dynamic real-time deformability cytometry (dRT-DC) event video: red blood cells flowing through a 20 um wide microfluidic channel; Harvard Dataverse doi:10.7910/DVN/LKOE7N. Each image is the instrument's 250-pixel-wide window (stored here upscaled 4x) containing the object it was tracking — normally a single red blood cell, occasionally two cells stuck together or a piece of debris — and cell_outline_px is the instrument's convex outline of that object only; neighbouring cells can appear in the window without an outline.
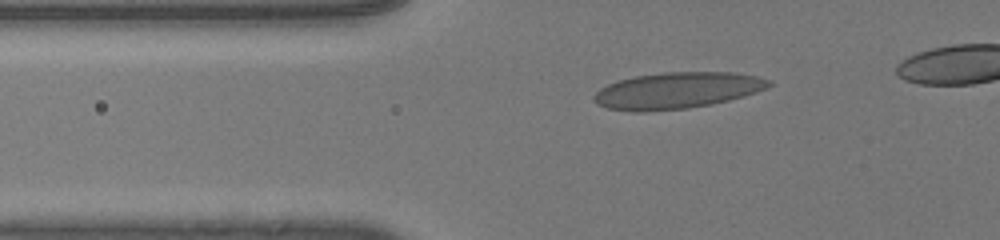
{"species": "human", "species_latin": "Homo sapiens", "temperature_condition": "room temperature", "stored_images_in_passage": 33, "camera_frame_rate_fps": 3000, "um_per_image_px": 0.085, "donor": {"sex": "male"}, "frame": {"image": 1, "passage_image": 3, "time_ms": 0.667, "image_size_px": [1000, 240], "cell_outline_px": [[772, 84], [756, 92], [728, 100], [712, 104], [688, 108], [644, 112], [636, 112], [608, 108], [596, 104], [592, 96], [600, 88], [608, 84], [620, 80], [636, 76], [664, 72], [732, 72], [756, 76], [772, 80]], "centroid_in_image_um": [57.53, 7.69], "position_along_channel_um": 68.3, "area_um2": 36.93}}
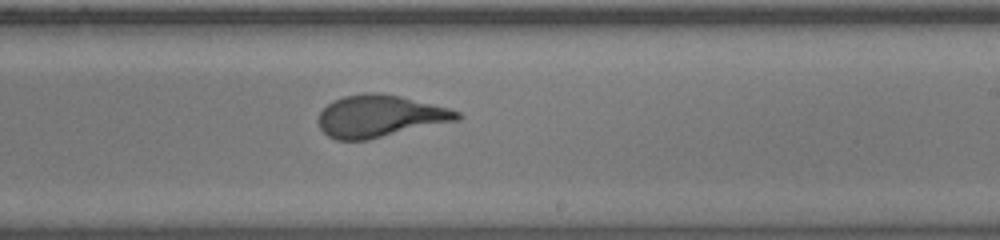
{"frame": {"image": 2, "passage_image": 18, "time_ms": 5.667, "image_size_px": [1000, 240], "cell_outline_px": [[464, 116], [460, 120], [368, 140], [336, 140], [328, 136], [320, 128], [316, 120], [320, 112], [332, 100], [344, 96], [364, 92], [380, 92], [400, 96], [448, 108], [460, 112]], "centroid_in_image_um": [32.28, 9.87], "position_along_channel_um": 256.7, "area_um2": 34.33}}
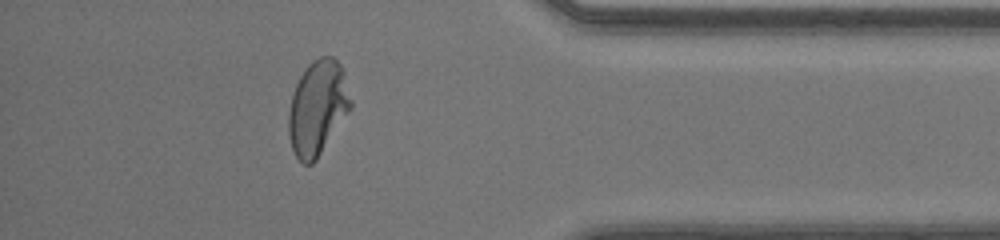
{"frame": {"image": 3, "passage_image": 30, "time_ms": 9.667, "image_size_px": [1000, 240], "cell_outline_px": [[352, 108], [316, 160], [312, 164], [304, 164], [296, 156], [292, 148], [288, 132], [288, 112], [292, 96], [296, 84], [300, 76], [308, 64], [312, 60], [320, 56], [332, 56], [340, 64], [344, 72], [352, 100]], "centroid_in_image_um": [27.01, 9.15], "position_along_channel_um": 408.2, "area_um2": 34.33}}